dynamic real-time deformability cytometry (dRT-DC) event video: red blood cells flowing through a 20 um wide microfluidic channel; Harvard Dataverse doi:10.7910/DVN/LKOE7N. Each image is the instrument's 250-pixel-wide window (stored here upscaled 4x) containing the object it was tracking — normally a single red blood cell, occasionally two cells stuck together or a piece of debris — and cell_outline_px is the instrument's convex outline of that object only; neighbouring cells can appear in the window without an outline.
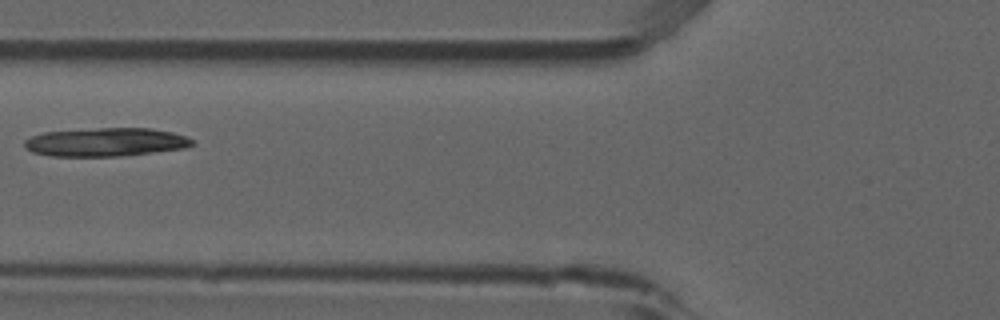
{"species": "common noctule bat (a hibernating species)", "species_latin": "Nyctalus noctula", "temperature_condition": "room temperature", "stored_images_in_passage": 4, "camera_frame_rate_fps": 3000, "um_per_image_px": 0.085, "animal": {"sex": "male", "forearm_length_mm": 52.5}, "frame": {"image": 1, "passage_image": 2, "time_ms": 0.333, "image_size_px": [1000, 320], "cell_outline_px": [[196, 144], [184, 148], [156, 152], [120, 156], [52, 156], [32, 152], [24, 148], [24, 140], [32, 136], [44, 132], [100, 128], [148, 128], [172, 132], [184, 136], [192, 140]], "centroid_in_image_um": [8.97, 12.08], "position_along_channel_um": 116.8, "area_um2": 27.8}}
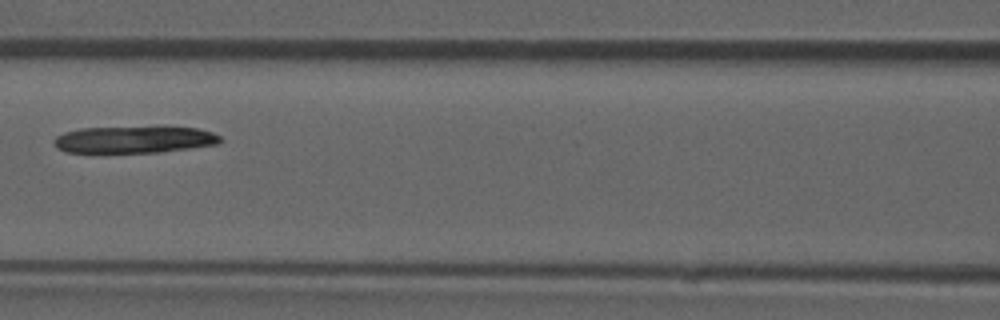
{"frame": {"image": 2, "passage_image": 3, "time_ms": 0.667, "image_size_px": [1000, 320], "cell_outline_px": [[224, 140], [220, 144], [160, 152], [68, 152], [56, 148], [52, 140], [56, 136], [64, 132], [80, 128], [164, 124], [196, 128], [212, 132], [220, 136]], "centroid_in_image_um": [11.47, 11.81], "position_along_channel_um": 155.1, "area_um2": 27.34}}